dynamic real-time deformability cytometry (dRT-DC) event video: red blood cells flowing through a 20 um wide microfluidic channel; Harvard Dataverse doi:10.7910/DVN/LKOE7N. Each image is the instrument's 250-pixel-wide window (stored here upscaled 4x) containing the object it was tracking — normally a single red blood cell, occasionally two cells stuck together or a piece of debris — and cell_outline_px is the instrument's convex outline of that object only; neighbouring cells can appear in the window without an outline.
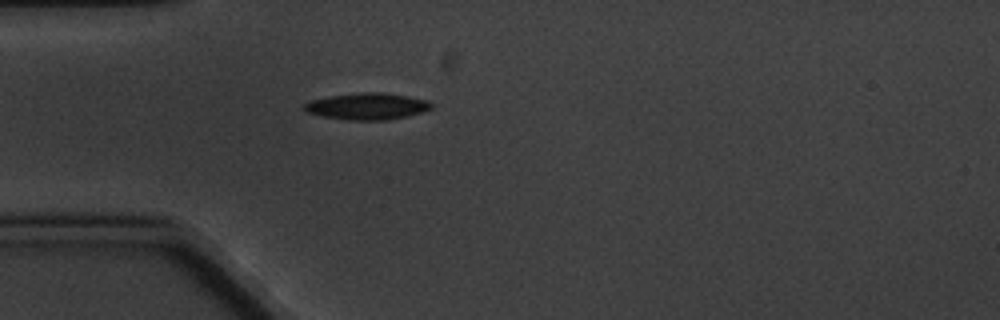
{"species": "common noctule bat (a hibernating species)", "species_latin": "Nyctalus noctula", "temperature_condition": "cold", "stored_images_in_passage": 1, "camera_frame_rate_fps": 3000, "um_per_image_px": 0.085, "animal": {"sex": "male", "body_mass_g": 20.1, "forearm_length_mm": 53.5}, "frame": {"image": 1, "passage_image": 1, "time_ms": 0.0, "image_size_px": [1000, 320], "cell_outline_px": [[432, 108], [408, 116], [388, 120], [348, 120], [324, 116], [304, 112], [300, 108], [304, 104], [312, 100], [332, 96], [368, 92], [380, 92], [408, 96], [428, 100], [432, 104]], "centroid_in_image_um": [31.2, 9.04], "position_along_channel_um": 53.8, "area_um2": 19.59}}